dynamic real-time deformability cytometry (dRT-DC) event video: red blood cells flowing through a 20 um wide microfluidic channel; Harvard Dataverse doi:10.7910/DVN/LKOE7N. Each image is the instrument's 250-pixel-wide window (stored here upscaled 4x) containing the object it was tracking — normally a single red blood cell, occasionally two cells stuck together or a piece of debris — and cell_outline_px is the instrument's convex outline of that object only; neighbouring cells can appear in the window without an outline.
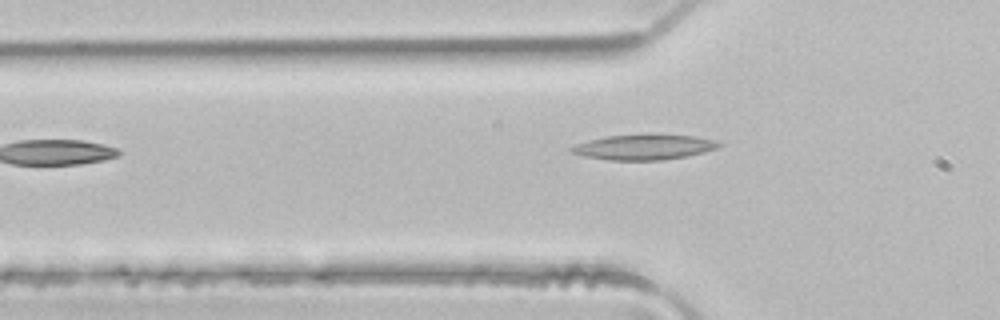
{"species": "common noctule bat (a hibernating species)", "species_latin": "Nyctalus noctula", "temperature_condition": "room temperature", "stored_images_in_passage": 32, "camera_frame_rate_fps": 3000, "um_per_image_px": 0.085, "animal": {"sex": "male", "body_mass_g": 21.5, "forearm_length_mm": 52.0}, "frame": {"image": 1, "passage_image": 3, "time_ms": 0.667, "image_size_px": [1000, 320], "cell_outline_px": [[724, 144], [716, 148], [704, 152], [688, 156], [660, 160], [608, 160], [584, 156], [568, 152], [568, 148], [576, 144], [588, 140], [604, 136], [648, 132], [696, 136], [716, 140]], "centroid_in_image_um": [54.73, 12.46], "position_along_channel_um": 71.1, "area_um2": 22.6}}
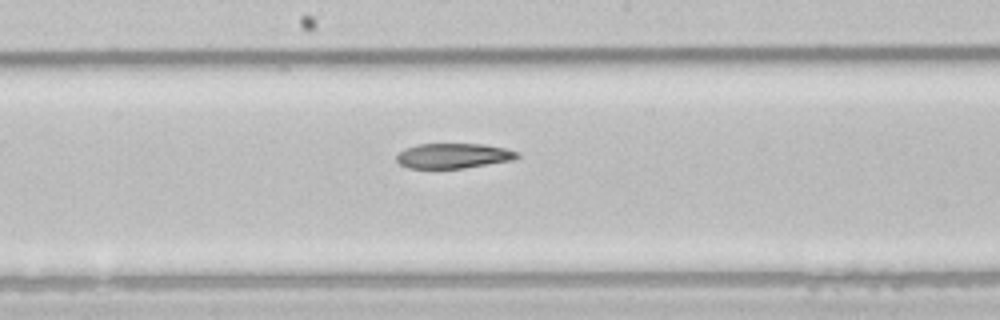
{"frame": {"image": 2, "passage_image": 13, "time_ms": 4.0, "image_size_px": [1000, 320], "cell_outline_px": [[520, 156], [512, 160], [464, 168], [408, 168], [400, 164], [396, 160], [396, 156], [404, 148], [416, 144], [484, 144], [504, 148], [520, 152]], "centroid_in_image_um": [38.53, 13.24], "position_along_channel_um": 209.7, "area_um2": 17.63}}
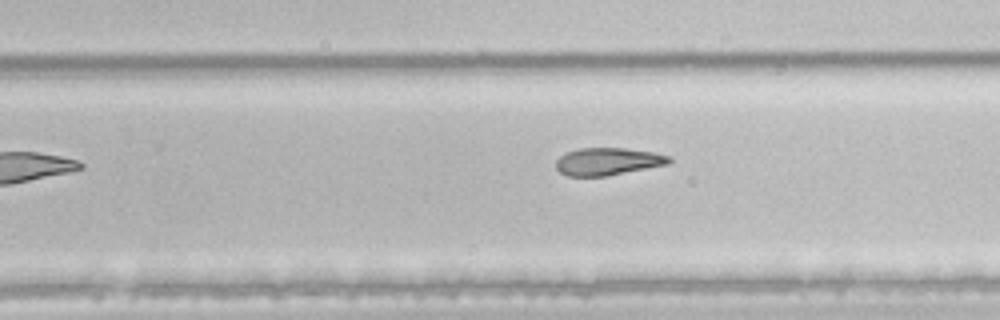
{"frame": {"image": 3, "passage_image": 18, "time_ms": 5.667, "image_size_px": [1000, 320], "cell_outline_px": [[672, 160], [668, 164], [604, 176], [568, 176], [560, 172], [556, 168], [556, 160], [560, 156], [568, 152], [580, 148], [624, 148], [652, 152], [668, 156]], "centroid_in_image_um": [51.63, 13.72], "position_along_channel_um": 278.2, "area_um2": 17.8}}